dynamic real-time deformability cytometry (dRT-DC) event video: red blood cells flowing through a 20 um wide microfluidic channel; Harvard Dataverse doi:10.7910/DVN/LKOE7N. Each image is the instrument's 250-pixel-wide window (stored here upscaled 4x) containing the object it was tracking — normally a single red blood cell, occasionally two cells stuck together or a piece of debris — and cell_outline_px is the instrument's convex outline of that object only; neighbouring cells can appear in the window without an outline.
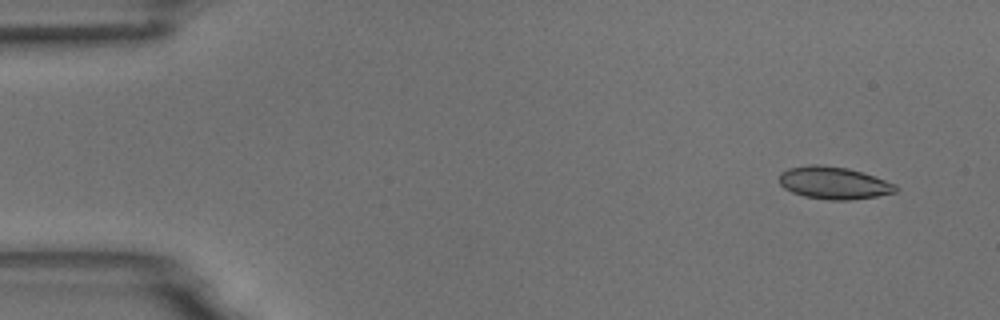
{"species": "common noctule bat (a hibernating species)", "species_latin": "Nyctalus noctula", "temperature_condition": "room temperature", "stored_images_in_passage": 5, "camera_frame_rate_fps": 3000, "um_per_image_px": 0.085, "animal": {"sex": "male", "body_mass_g": 18.8}, "frame": {"image": 1, "passage_image": 1, "time_ms": 0.0, "image_size_px": [1000, 320], "cell_outline_px": [[896, 192], [876, 196], [848, 200], [828, 200], [804, 196], [792, 192], [784, 188], [780, 184], [780, 172], [788, 168], [808, 164], [820, 164], [848, 168], [896, 184]], "centroid_in_image_um": [70.82, 15.54], "position_along_channel_um": 14.2, "area_um2": 21.85}}
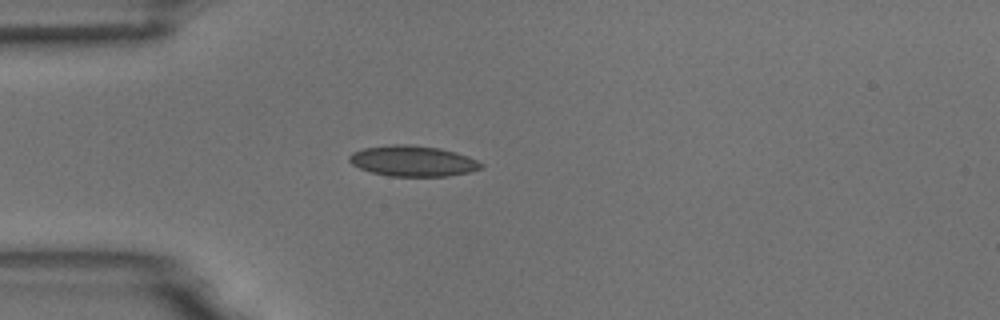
{"frame": {"image": 2, "passage_image": 4, "time_ms": 1.0, "image_size_px": [1000, 320], "cell_outline_px": [[484, 168], [468, 172], [448, 176], [388, 176], [372, 172], [360, 168], [352, 164], [348, 160], [348, 156], [352, 152], [364, 148], [392, 144], [408, 144], [440, 148], [456, 152], [468, 156], [484, 164]], "centroid_in_image_um": [35.1, 13.68], "position_along_channel_um": 49.9, "area_um2": 23.64}}